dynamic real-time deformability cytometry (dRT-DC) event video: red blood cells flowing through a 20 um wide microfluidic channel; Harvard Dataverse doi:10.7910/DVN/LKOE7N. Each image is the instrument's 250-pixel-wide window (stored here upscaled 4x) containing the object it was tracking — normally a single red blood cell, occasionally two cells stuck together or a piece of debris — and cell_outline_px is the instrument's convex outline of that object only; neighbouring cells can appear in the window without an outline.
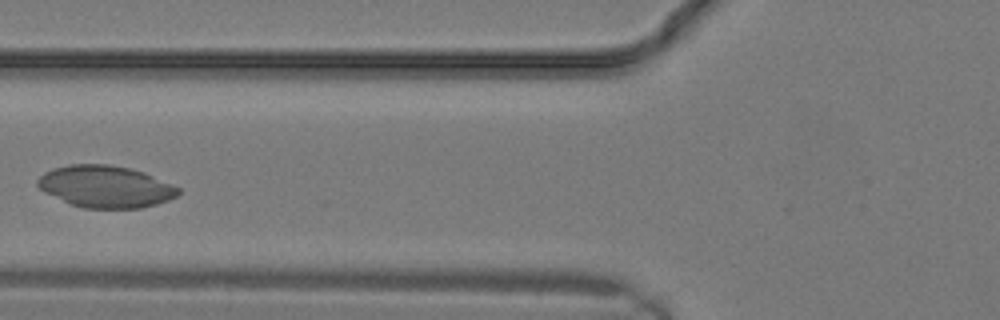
{"species": "common noctule bat (a hibernating species)", "species_latin": "Nyctalus noctula", "temperature_condition": "warm", "stored_images_in_passage": 11, "camera_frame_rate_fps": 3000, "um_per_image_px": 0.085, "animal": {"sex": "male", "body_mass_g": 19.2, "forearm_length_mm": 51.8}, "frame": {"image": 1, "passage_image": 7, "time_ms": 2.0, "image_size_px": [1000, 320], "cell_outline_px": [[180, 192], [176, 196], [168, 200], [156, 204], [140, 208], [84, 208], [72, 204], [44, 192], [36, 184], [36, 180], [44, 172], [68, 164], [108, 164], [128, 168], [144, 172], [172, 184], [180, 188]], "centroid_in_image_um": [8.97, 15.85], "position_along_channel_um": 116.8, "area_um2": 34.22}}
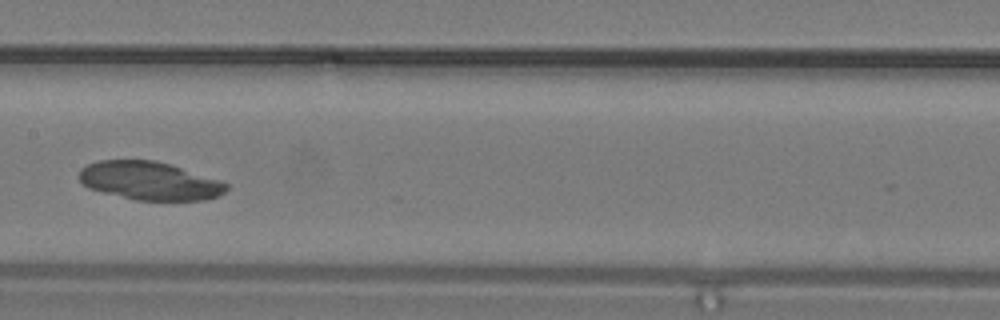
{"frame": {"image": 2, "passage_image": 10, "time_ms": 3.0, "image_size_px": [1000, 320], "cell_outline_px": [[228, 188], [220, 196], [204, 200], [136, 200], [88, 188], [76, 176], [80, 168], [88, 164], [100, 160], [156, 160], [172, 164], [220, 180], [228, 184]], "centroid_in_image_um": [12.72, 15.36], "position_along_channel_um": 194.7, "area_um2": 33.06}}